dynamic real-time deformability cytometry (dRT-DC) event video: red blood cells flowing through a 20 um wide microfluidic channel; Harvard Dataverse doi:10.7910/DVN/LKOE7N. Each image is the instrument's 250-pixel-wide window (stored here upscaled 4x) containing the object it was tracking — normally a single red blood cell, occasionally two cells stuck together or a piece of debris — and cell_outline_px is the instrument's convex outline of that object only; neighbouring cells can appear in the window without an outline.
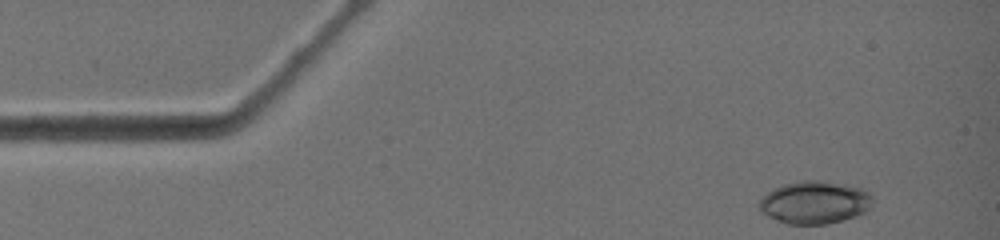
{"species": "common noctule bat (a hibernating species)", "species_latin": "Nyctalus noctula", "temperature_condition": "warm", "stored_images_in_passage": 2, "camera_frame_rate_fps": 3000, "um_per_image_px": 0.085, "animal": {"sex": "female", "body_mass_g": 19.0, "forearm_length_mm": 51.5}, "frame": {"image": 1, "passage_image": 2, "time_ms": 0.333, "image_size_px": [1000, 240], "cell_outline_px": [[872, 208], [868, 212], [844, 220], [828, 224], [788, 224], [776, 220], [760, 212], [756, 208], [756, 204], [772, 188], [784, 184], [804, 180], [824, 180], [844, 184], [860, 188], [868, 192], [872, 196]], "centroid_in_image_um": [69.24, 17.21], "position_along_channel_um": 15.8, "area_um2": 28.73}}